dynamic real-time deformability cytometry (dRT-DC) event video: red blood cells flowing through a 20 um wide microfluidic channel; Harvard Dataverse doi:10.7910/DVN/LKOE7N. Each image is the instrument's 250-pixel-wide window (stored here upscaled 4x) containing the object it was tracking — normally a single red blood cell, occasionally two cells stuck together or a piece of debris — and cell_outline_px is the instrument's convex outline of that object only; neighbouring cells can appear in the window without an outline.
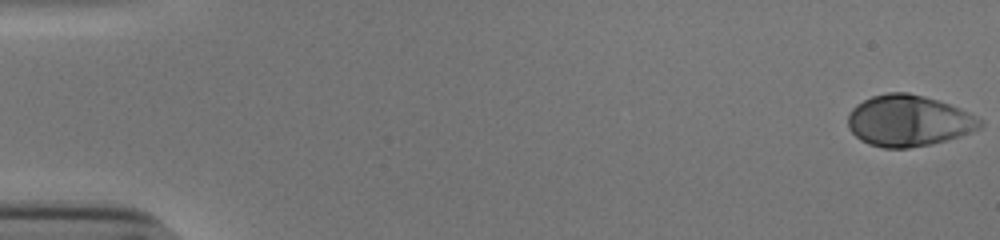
{"species": "human", "species_latin": "Homo sapiens", "temperature_condition": "cold", "stored_images_in_passage": 54, "camera_frame_rate_fps": 3000, "um_per_image_px": 0.085, "donor": {"sex": "male"}, "frame": {"image": 1, "passage_image": 1, "time_ms": 0.0, "image_size_px": [1000, 240], "cell_outline_px": [[984, 124], [980, 128], [972, 132], [960, 136], [932, 144], [908, 148], [884, 148], [868, 144], [860, 140], [848, 128], [848, 112], [856, 104], [872, 96], [888, 92], [908, 92], [924, 96], [960, 108], [984, 120]], "centroid_in_image_um": [77.23, 10.27], "position_along_channel_um": 7.8, "area_um2": 39.65}}
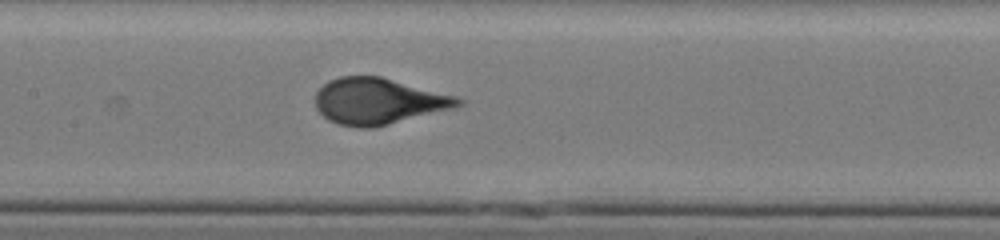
{"frame": {"image": 2, "passage_image": 27, "time_ms": 8.667, "image_size_px": [1000, 240], "cell_outline_px": [[464, 104], [456, 108], [372, 128], [360, 128], [336, 124], [328, 120], [316, 108], [316, 92], [328, 80], [340, 76], [380, 76], [456, 96], [464, 100]], "centroid_in_image_um": [32.17, 8.61], "position_along_channel_um": 175.2, "area_um2": 38.55}}
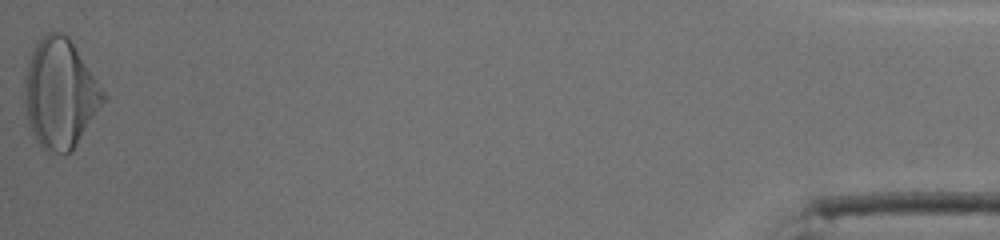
{"frame": {"image": 3, "passage_image": 54, "time_ms": 17.667, "image_size_px": [1000, 240], "cell_outline_px": [[108, 96], [72, 152], [64, 156], [48, 152], [36, 140], [32, 132], [28, 120], [24, 100], [24, 68], [36, 44], [48, 32], [60, 32], [68, 36]], "centroid_in_image_um": [5.11, 7.99], "position_along_channel_um": 430.1, "area_um2": 50.4}}